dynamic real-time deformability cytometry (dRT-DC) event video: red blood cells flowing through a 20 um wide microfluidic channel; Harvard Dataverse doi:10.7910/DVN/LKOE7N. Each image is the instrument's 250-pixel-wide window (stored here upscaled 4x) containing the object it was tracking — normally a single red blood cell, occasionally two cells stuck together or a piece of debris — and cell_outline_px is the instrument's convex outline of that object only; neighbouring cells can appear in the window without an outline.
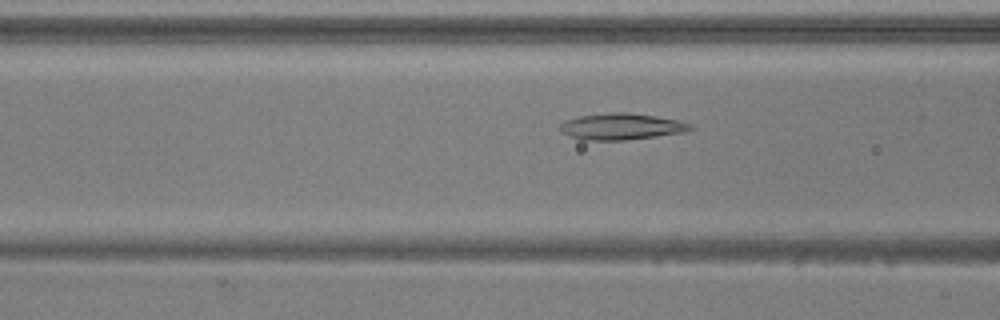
{"species": "common noctule bat (a hibernating species)", "species_latin": "Nyctalus noctula", "temperature_condition": "warm", "stored_images_in_passage": 53, "camera_frame_rate_fps": 3000, "um_per_image_px": 0.085, "animal": {"sex": "male", "body_mass_g": 20.5, "forearm_length_mm": 52.5}, "frame": {"image": 1, "passage_image": 21, "time_ms": 6.667, "image_size_px": [1000, 320], "cell_outline_px": [[696, 128], [684, 132], [656, 136], [624, 140], [584, 140], [572, 136], [556, 128], [564, 120], [580, 116], [612, 112], [628, 112], [656, 116], [676, 120], [692, 124]], "centroid_in_image_um": [52.82, 10.75], "position_along_channel_um": 113.8, "area_um2": 20.0}}
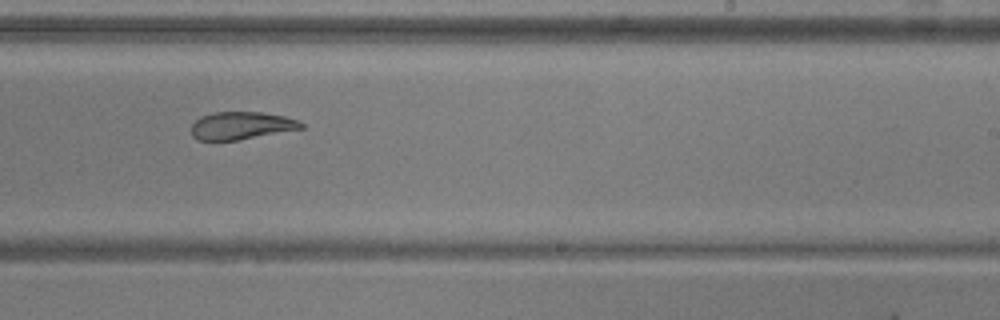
{"frame": {"image": 2, "passage_image": 33, "time_ms": 10.667, "image_size_px": [1000, 320], "cell_outline_px": [[304, 128], [236, 140], [196, 140], [192, 136], [192, 124], [200, 116], [212, 112], [260, 112], [284, 116], [296, 120], [304, 124]], "centroid_in_image_um": [20.47, 10.67], "position_along_channel_um": 268.5, "area_um2": 17.57}}
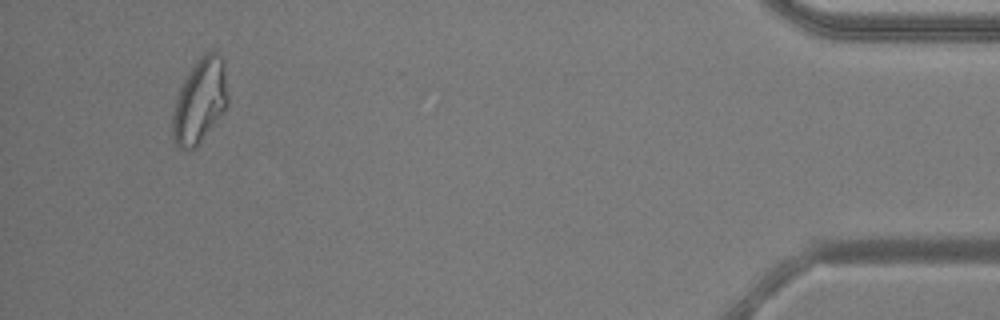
{"frame": {"image": 3, "passage_image": 50, "time_ms": 16.333, "image_size_px": [1000, 320], "cell_outline_px": [[228, 104], [224, 112], [200, 140], [188, 152], [184, 152], [176, 148], [172, 132], [172, 116], [176, 100], [180, 88], [188, 72], [196, 60], [204, 52], [216, 52], [224, 60], [228, 96]], "centroid_in_image_um": [16.98, 8.57], "position_along_channel_um": 418.2, "area_um2": 27.22}, "authors_computed_cell_mechanics": {"area_um2": 21.964, "velocity_mm_per_s": 3.8662, "shape_relaxation_time_tau1_ms": null, "shape_relaxation_time_tau2_ms": 3.1077, "deformation_change_tau1": null, "deformation_change_tau2": 0.0868}}